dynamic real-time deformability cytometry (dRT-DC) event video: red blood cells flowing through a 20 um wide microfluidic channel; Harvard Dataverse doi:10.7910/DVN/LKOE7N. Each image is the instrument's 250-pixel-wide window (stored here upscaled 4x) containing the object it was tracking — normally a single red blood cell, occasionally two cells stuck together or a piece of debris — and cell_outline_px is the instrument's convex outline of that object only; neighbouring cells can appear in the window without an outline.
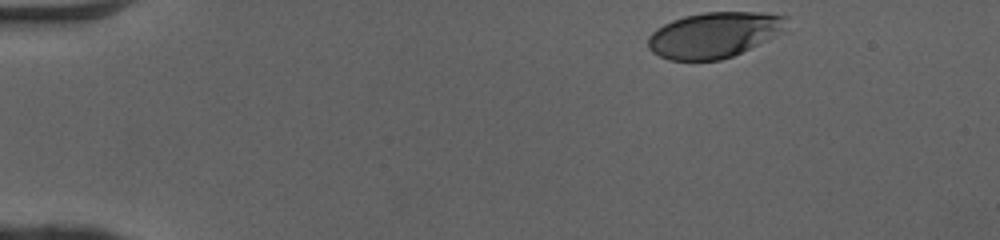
{"species": "human", "species_latin": "Homo sapiens", "temperature_condition": "cold", "stored_images_in_passage": 38, "camera_frame_rate_fps": 3000, "um_per_image_px": 0.085, "donor": {"sex": "female"}, "frame": {"image": 1, "passage_image": 1, "time_ms": 0.0, "image_size_px": [1000, 240], "cell_outline_px": [[792, 16], [780, 32], [776, 36], [732, 56], [720, 60], [668, 60], [652, 52], [648, 48], [648, 36], [656, 28], [672, 20], [684, 16], [704, 12], [768, 12]], "centroid_in_image_um": [60.71, 2.95], "position_along_channel_um": 24.3, "area_um2": 36.99}}
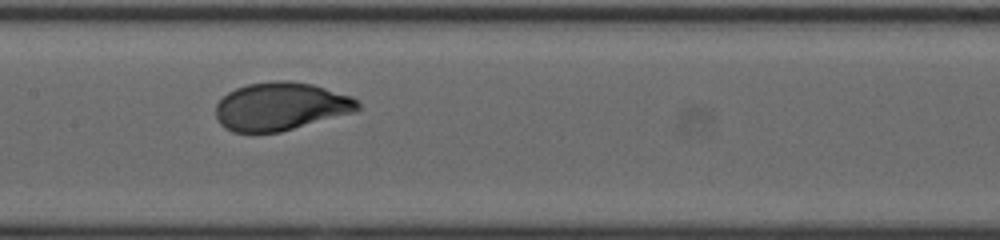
{"frame": {"image": 2, "passage_image": 20, "time_ms": 6.333, "image_size_px": [1000, 240], "cell_outline_px": [[360, 108], [356, 112], [280, 132], [232, 132], [224, 128], [220, 124], [216, 116], [216, 104], [228, 92], [236, 88], [248, 84], [276, 80], [288, 80], [312, 84], [352, 96], [360, 104]], "centroid_in_image_um": [23.87, 9.05], "position_along_channel_um": 183.5, "area_um2": 39.88}}
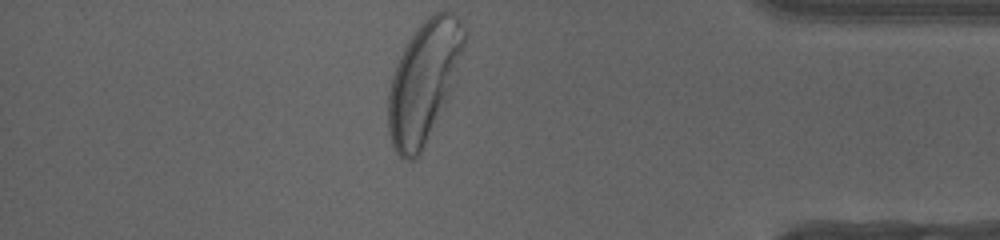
{"frame": {"image": 3, "passage_image": 38, "time_ms": 12.333, "image_size_px": [1000, 240], "cell_outline_px": [[468, 32], [448, 92], [420, 156], [416, 160], [404, 160], [396, 152], [392, 144], [388, 132], [388, 92], [392, 76], [400, 56], [404, 48], [416, 28], [432, 12], [452, 12], [460, 20]], "centroid_in_image_um": [35.98, 6.93], "position_along_channel_um": 399.2, "area_um2": 52.25}, "authors_computed_cell_mechanics": {"area_um2": 39.5641, "velocity_mm_per_s": 4.0575, "shape_relaxation_time_tau1_ms": 1.9236, "shape_relaxation_time_tau2_ms": null, "deformation_change_tau1": 0.1377, "deformation_change_tau2": null}}